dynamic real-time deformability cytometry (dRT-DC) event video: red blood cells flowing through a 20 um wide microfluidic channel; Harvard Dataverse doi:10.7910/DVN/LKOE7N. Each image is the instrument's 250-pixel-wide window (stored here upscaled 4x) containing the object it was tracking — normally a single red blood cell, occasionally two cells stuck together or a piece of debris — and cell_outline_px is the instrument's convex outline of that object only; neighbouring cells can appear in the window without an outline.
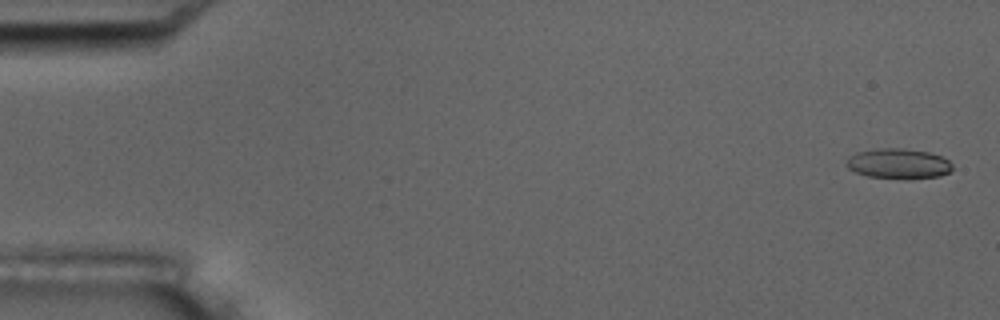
{"species": "common noctule bat (a hibernating species)", "species_latin": "Nyctalus noctula", "temperature_condition": "room temperature", "stored_images_in_passage": 9, "camera_frame_rate_fps": 3000, "um_per_image_px": 0.085, "animal": {"sex": "male", "body_mass_g": 17.5, "forearm_length_mm": 52.3}, "frame": {"image": 1, "passage_image": 1, "time_ms": 0.0, "image_size_px": [1000, 320], "cell_outline_px": [[952, 168], [948, 172], [940, 176], [912, 180], [908, 180], [868, 176], [856, 172], [848, 168], [844, 164], [848, 156], [856, 152], [876, 148], [904, 148], [928, 152], [940, 156], [948, 160], [952, 164]], "centroid_in_image_um": [76.34, 13.92], "position_along_channel_um": 8.7, "area_um2": 19.02}}
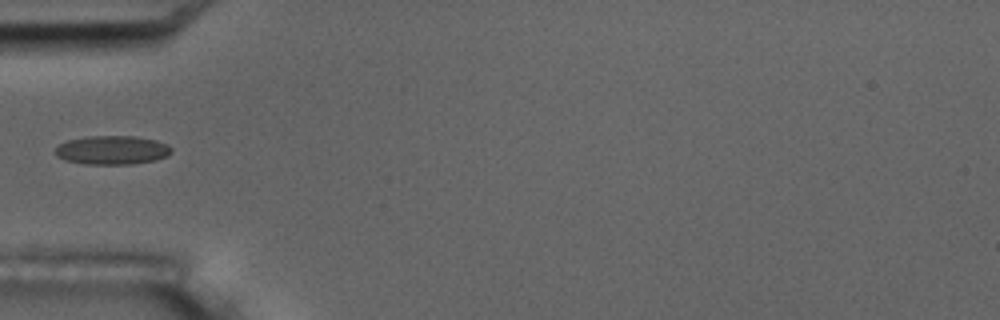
{"frame": {"image": 2, "passage_image": 6, "time_ms": 5.667, "image_size_px": [1000, 320], "cell_outline_px": [[172, 152], [168, 156], [156, 160], [132, 164], [84, 164], [64, 160], [56, 156], [56, 148], [60, 144], [68, 140], [88, 136], [136, 136], [156, 140], [168, 144], [172, 148]], "centroid_in_image_um": [9.57, 12.76], "position_along_channel_um": 75.4, "area_um2": 19.65}}
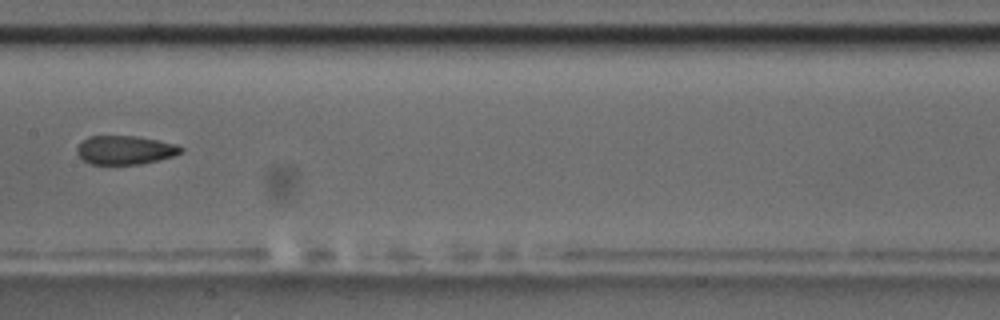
{"frame": {"image": 3, "passage_image": 9, "time_ms": 9.0, "image_size_px": [1000, 320], "cell_outline_px": [[184, 152], [172, 156], [140, 164], [92, 164], [84, 160], [76, 152], [76, 148], [88, 136], [136, 136], [176, 144], [184, 148]], "centroid_in_image_um": [10.64, 12.75], "position_along_channel_um": 196.8, "area_um2": 17.22}}